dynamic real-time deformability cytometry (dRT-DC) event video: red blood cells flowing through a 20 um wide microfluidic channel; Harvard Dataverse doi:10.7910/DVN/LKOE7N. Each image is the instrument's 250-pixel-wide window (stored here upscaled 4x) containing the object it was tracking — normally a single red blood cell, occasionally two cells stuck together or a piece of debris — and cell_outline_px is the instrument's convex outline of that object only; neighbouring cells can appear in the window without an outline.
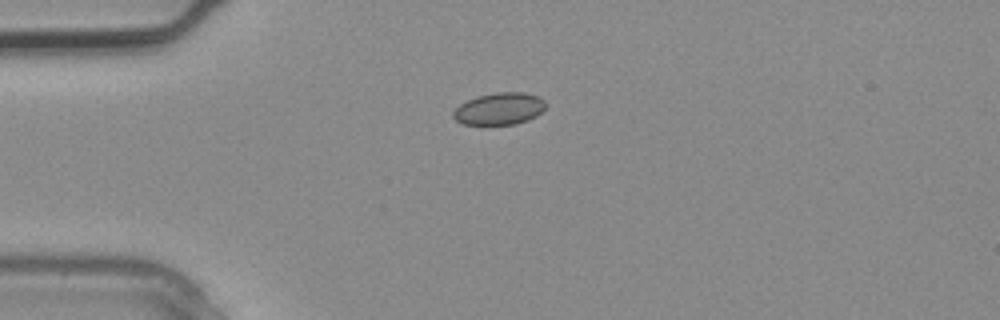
{"species": "common noctule bat (a hibernating species)", "species_latin": "Nyctalus noctula", "temperature_condition": "warm", "stored_images_in_passage": 3, "camera_frame_rate_fps": 3000, "um_per_image_px": 0.085, "animal": {"sex": "male", "body_mass_g": 20.4}, "frame": {"image": 1, "passage_image": 3, "time_ms": 0.667, "image_size_px": [1000, 320], "cell_outline_px": [[548, 104], [536, 116], [528, 120], [516, 124], [464, 124], [456, 120], [452, 116], [452, 112], [460, 104], [476, 96], [496, 92], [524, 92], [540, 96]], "centroid_in_image_um": [42.47, 9.23], "position_along_channel_um": 42.5, "area_um2": 17.34}}